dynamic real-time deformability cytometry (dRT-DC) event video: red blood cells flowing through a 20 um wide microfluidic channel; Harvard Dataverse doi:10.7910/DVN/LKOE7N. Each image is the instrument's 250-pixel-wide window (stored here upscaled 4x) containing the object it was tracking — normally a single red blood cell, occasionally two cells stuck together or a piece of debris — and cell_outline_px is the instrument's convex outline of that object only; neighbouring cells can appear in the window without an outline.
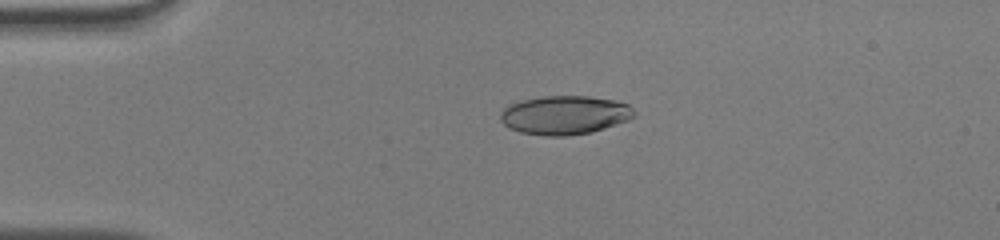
{"species": "human", "species_latin": "Homo sapiens", "temperature_condition": "warm", "stored_images_in_passage": 40, "camera_frame_rate_fps": 3000, "um_per_image_px": 0.085, "donor": {"sex": "male"}, "frame": {"image": 1, "passage_image": 1, "time_ms": 0.0, "image_size_px": [1000, 240], "cell_outline_px": [[636, 116], [628, 120], [592, 132], [568, 136], [544, 136], [520, 132], [508, 128], [500, 120], [500, 112], [508, 104], [520, 100], [544, 96], [588, 96], [616, 100], [628, 104], [636, 112]], "centroid_in_image_um": [47.99, 9.78], "position_along_channel_um": 37.0, "area_um2": 30.58}}
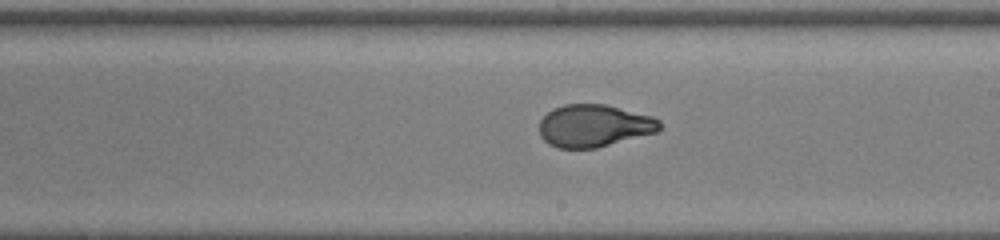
{"frame": {"image": 2, "passage_image": 19, "time_ms": 6.0, "image_size_px": [1000, 240], "cell_outline_px": [[660, 128], [656, 132], [596, 148], [556, 148], [548, 144], [540, 136], [540, 120], [552, 108], [564, 104], [604, 104], [652, 116], [660, 120]], "centroid_in_image_um": [50.46, 10.69], "position_along_channel_um": 238.5, "area_um2": 29.65}}
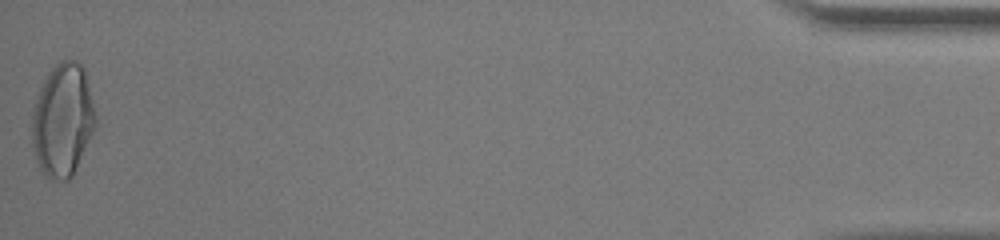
{"frame": {"image": 3, "passage_image": 40, "time_ms": 13.0, "image_size_px": [1000, 240], "cell_outline_px": [[96, 124], [72, 176], [68, 180], [60, 180], [44, 176], [36, 160], [32, 144], [32, 112], [40, 88], [48, 72], [60, 60], [76, 60], [84, 68], [96, 116]], "centroid_in_image_um": [5.31, 10.2], "position_along_channel_um": 429.9, "area_um2": 41.5}, "authors_computed_cell_mechanics": {"area_um2": 30.8941, "velocity_mm_per_s": 4.0925, "shape_relaxation_time_tau1_ms": 8.3908, "shape_relaxation_time_tau2_ms": null, "deformation_change_tau1": 0.3176, "deformation_change_tau2": null}}